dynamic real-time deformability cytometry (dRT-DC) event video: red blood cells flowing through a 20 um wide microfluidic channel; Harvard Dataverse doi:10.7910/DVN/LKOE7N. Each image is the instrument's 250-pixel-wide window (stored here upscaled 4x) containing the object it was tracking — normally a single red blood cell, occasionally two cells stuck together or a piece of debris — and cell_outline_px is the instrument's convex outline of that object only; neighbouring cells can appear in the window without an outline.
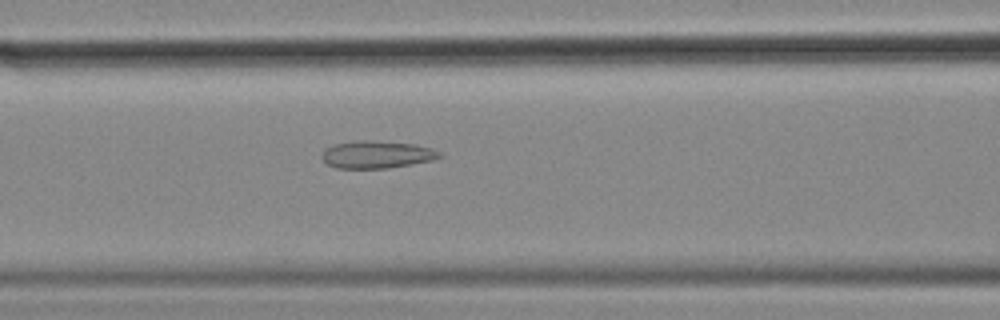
{"species": "common noctule bat (a hibernating species)", "species_latin": "Nyctalus noctula", "temperature_condition": "cold", "stored_images_in_passage": 57, "camera_frame_rate_fps": 3000, "um_per_image_px": 0.085, "animal": {"sex": "female", "body_mass_g": 18.4}, "frame": {"image": 1, "passage_image": 23, "time_ms": 7.333, "image_size_px": [1000, 320], "cell_outline_px": [[444, 156], [432, 160], [412, 164], [388, 168], [336, 168], [328, 164], [320, 156], [324, 148], [336, 144], [360, 140], [372, 140], [416, 144], [432, 148], [440, 152]], "centroid_in_image_um": [32.04, 13.13], "position_along_channel_um": 134.6, "area_um2": 18.9}}
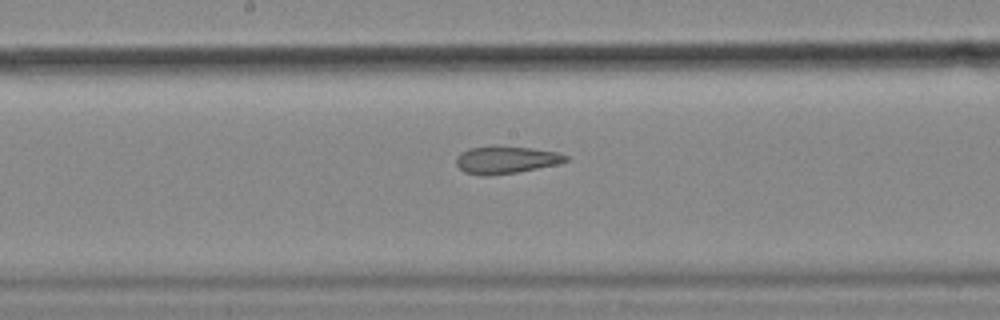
{"frame": {"image": 2, "passage_image": 29, "time_ms": 9.333, "image_size_px": [1000, 320], "cell_outline_px": [[568, 160], [560, 164], [516, 172], [484, 176], [464, 172], [456, 164], [456, 156], [460, 152], [468, 148], [496, 144], [532, 148], [556, 152], [568, 156]], "centroid_in_image_um": [42.98, 13.56], "position_along_channel_um": 205.2, "area_um2": 17.86}}
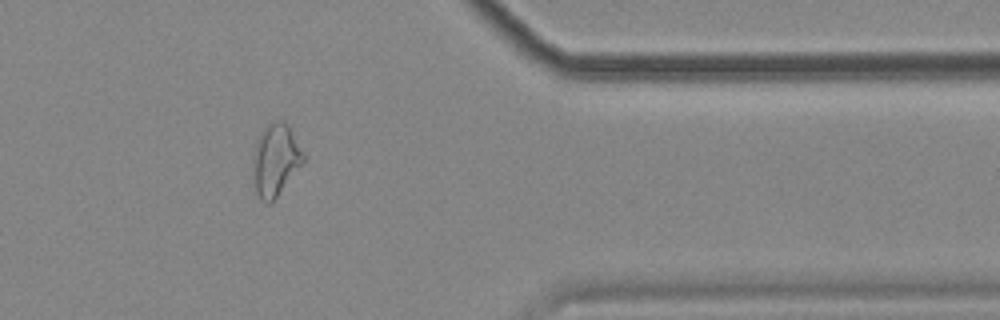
{"frame": {"image": 3, "passage_image": 46, "time_ms": 15.0, "image_size_px": [1000, 320], "cell_outline_px": [[304, 160], [276, 196], [268, 204], [264, 204], [260, 200], [256, 192], [252, 164], [252, 156], [256, 144], [264, 128], [272, 120], [284, 120], [288, 124], [304, 156]], "centroid_in_image_um": [23.38, 13.57], "position_along_channel_um": 388.0, "area_um2": 20.63}, "authors_computed_cell_mechanics": {"area_um2": 21.7906, "velocity_mm_per_s": 3.5406, "shape_relaxation_time_tau1_ms": null, "shape_relaxation_time_tau2_ms": 2.8007, "deformation_change_tau1": null, "deformation_change_tau2": 0.117}}